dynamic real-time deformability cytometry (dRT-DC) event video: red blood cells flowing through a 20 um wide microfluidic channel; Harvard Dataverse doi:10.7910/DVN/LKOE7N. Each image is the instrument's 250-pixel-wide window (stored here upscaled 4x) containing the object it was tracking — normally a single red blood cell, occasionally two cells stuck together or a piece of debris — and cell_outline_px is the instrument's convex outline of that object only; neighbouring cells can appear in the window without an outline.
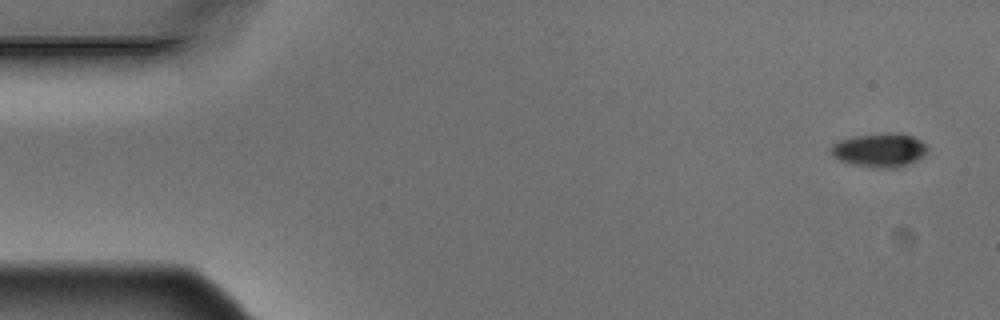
{"species": "Egyptian fruit bat (a non-hibernating species)", "species_latin": "Rousettus aegyptiacus", "temperature_condition": "warm", "stored_images_in_passage": 6, "camera_frame_rate_fps": 3000, "um_per_image_px": 0.085, "animal": {"sex": "male"}, "frame": {"image": 1, "passage_image": 1, "time_ms": 0.0, "image_size_px": [1000, 320], "cell_outline_px": [[928, 152], [924, 156], [908, 164], [896, 168], [876, 168], [852, 164], [840, 160], [832, 156], [828, 152], [828, 148], [832, 144], [840, 140], [856, 136], [888, 132], [900, 132], [912, 136], [920, 140], [928, 148]], "centroid_in_image_um": [74.75, 12.75], "position_along_channel_um": 10.3, "area_um2": 19.31}}